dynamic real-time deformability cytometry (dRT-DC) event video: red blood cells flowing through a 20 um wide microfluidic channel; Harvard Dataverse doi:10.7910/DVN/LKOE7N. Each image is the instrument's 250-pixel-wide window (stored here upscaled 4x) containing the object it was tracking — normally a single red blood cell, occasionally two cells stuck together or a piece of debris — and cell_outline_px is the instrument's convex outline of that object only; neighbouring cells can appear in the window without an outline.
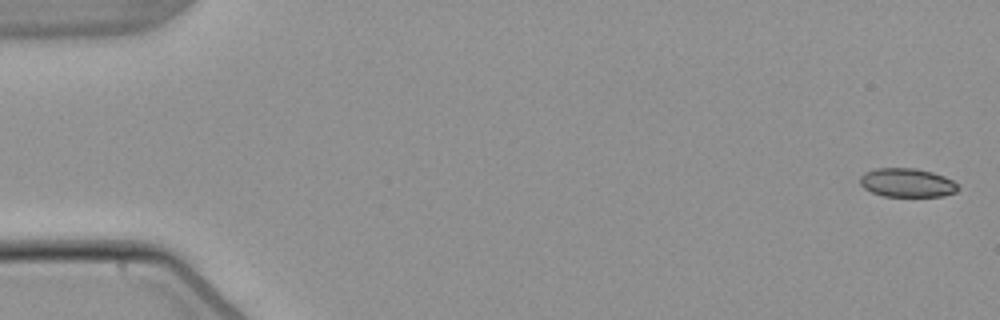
{"species": "common noctule bat (a hibernating species)", "species_latin": "Nyctalus noctula", "temperature_condition": "warm", "stored_images_in_passage": 5, "camera_frame_rate_fps": 3000, "um_per_image_px": 0.085, "animal": {"sex": "male", "body_mass_g": 21.5, "forearm_length_mm": 52.0}, "frame": {"image": 1, "passage_image": 1, "time_ms": 0.0, "image_size_px": [1000, 320], "cell_outline_px": [[960, 188], [956, 192], [944, 196], [884, 196], [872, 192], [864, 188], [860, 184], [860, 176], [864, 172], [876, 168], [916, 168], [932, 172], [944, 176], [952, 180]], "centroid_in_image_um": [77.1, 15.52], "position_along_channel_um": 7.9, "area_um2": 16.47}}
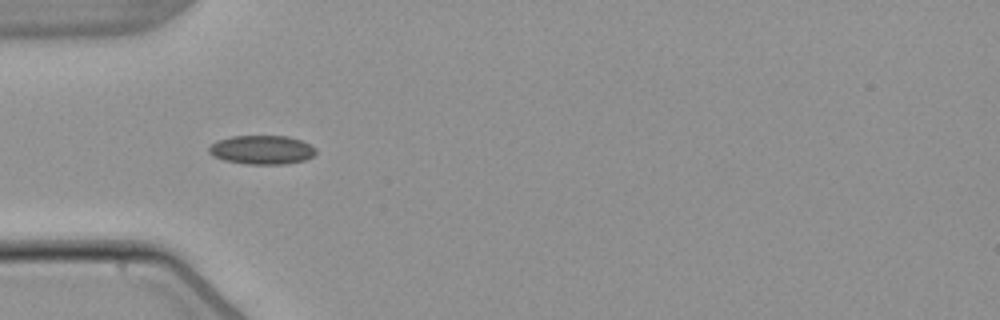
{"frame": {"image": 2, "passage_image": 4, "time_ms": 5.333, "image_size_px": [1000, 320], "cell_outline_px": [[316, 152], [312, 156], [304, 160], [284, 164], [248, 164], [224, 160], [212, 156], [208, 152], [208, 148], [216, 140], [232, 136], [288, 136], [300, 140], [316, 148]], "centroid_in_image_um": [22.22, 12.73], "position_along_channel_um": 62.8, "area_um2": 17.98}}
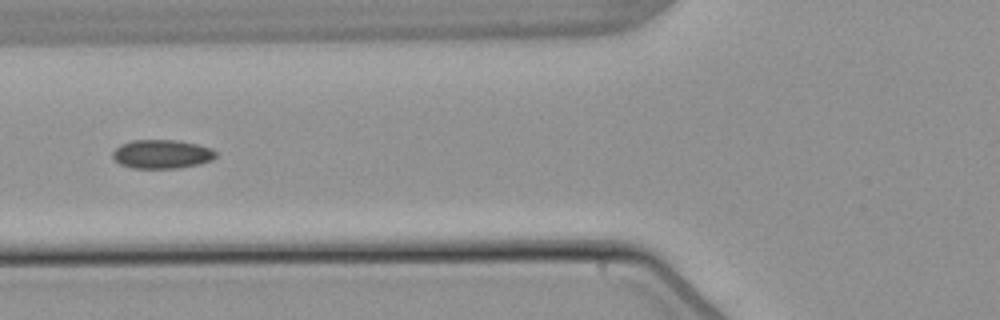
{"frame": {"image": 3, "passage_image": 5, "time_ms": 6.667, "image_size_px": [1000, 320], "cell_outline_px": [[216, 156], [212, 160], [200, 164], [180, 168], [132, 168], [120, 164], [112, 156], [112, 152], [120, 144], [132, 140], [176, 140], [196, 144], [212, 148], [216, 152]], "centroid_in_image_um": [13.76, 13.1], "position_along_channel_um": 112.0, "area_um2": 17.4}}